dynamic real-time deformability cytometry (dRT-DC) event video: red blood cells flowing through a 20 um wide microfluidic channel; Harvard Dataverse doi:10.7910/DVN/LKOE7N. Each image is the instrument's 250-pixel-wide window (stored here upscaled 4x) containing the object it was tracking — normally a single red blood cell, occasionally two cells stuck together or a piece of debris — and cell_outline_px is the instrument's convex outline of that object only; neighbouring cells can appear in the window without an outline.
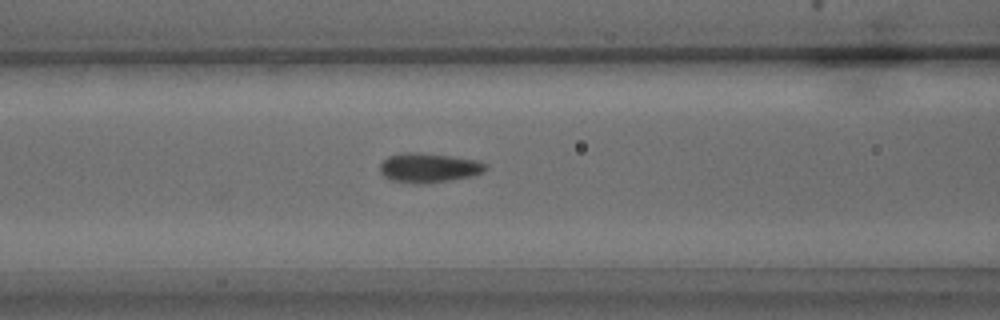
{"species": "common noctule bat (a hibernating species)", "species_latin": "Nyctalus noctula", "temperature_condition": "warm", "stored_images_in_passage": 20, "camera_frame_rate_fps": 3000, "um_per_image_px": 0.085, "animal": {"sex": "male", "body_mass_g": 15.6}, "frame": {"image": 1, "passage_image": 4, "time_ms": 1.0, "image_size_px": [1000, 320], "cell_outline_px": [[488, 168], [484, 172], [472, 176], [452, 180], [420, 184], [412, 184], [392, 180], [384, 176], [380, 172], [380, 164], [388, 156], [404, 152], [416, 152], [448, 156], [472, 160], [484, 164]], "centroid_in_image_um": [36.4, 14.28], "position_along_channel_um": 130.2, "area_um2": 17.98}}
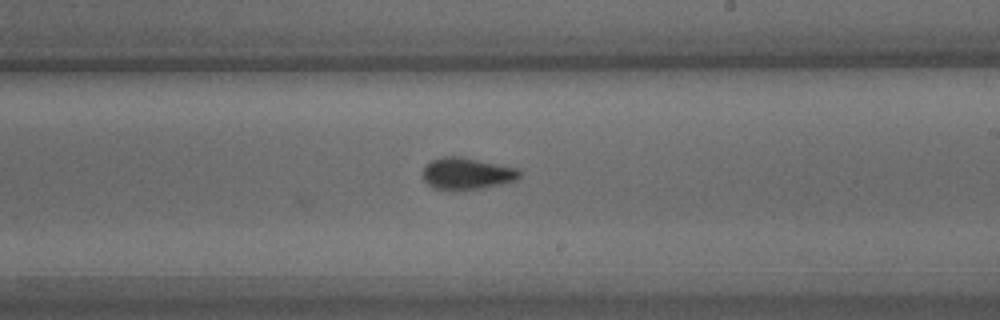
{"frame": {"image": 2, "passage_image": 11, "time_ms": 3.333, "image_size_px": [1000, 320], "cell_outline_px": [[520, 176], [516, 180], [500, 184], [480, 188], [448, 192], [432, 188], [424, 180], [424, 164], [440, 156], [456, 156], [520, 168]], "centroid_in_image_um": [39.64, 14.77], "position_along_channel_um": 249.4, "area_um2": 18.15}}
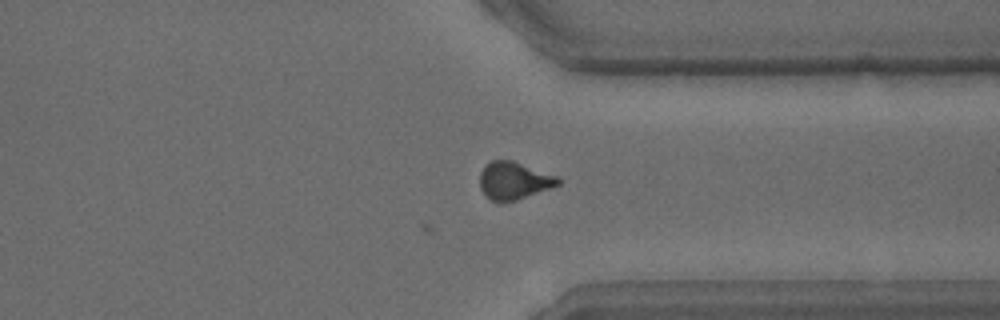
{"frame": {"image": 3, "passage_image": 18, "time_ms": 5.667, "image_size_px": [1000, 320], "cell_outline_px": [[560, 184], [516, 200], [492, 200], [480, 188], [480, 172], [484, 164], [492, 160], [512, 160], [556, 176], [560, 180]], "centroid_in_image_um": [43.65, 15.32], "position_along_channel_um": 367.7, "area_um2": 16.65}}